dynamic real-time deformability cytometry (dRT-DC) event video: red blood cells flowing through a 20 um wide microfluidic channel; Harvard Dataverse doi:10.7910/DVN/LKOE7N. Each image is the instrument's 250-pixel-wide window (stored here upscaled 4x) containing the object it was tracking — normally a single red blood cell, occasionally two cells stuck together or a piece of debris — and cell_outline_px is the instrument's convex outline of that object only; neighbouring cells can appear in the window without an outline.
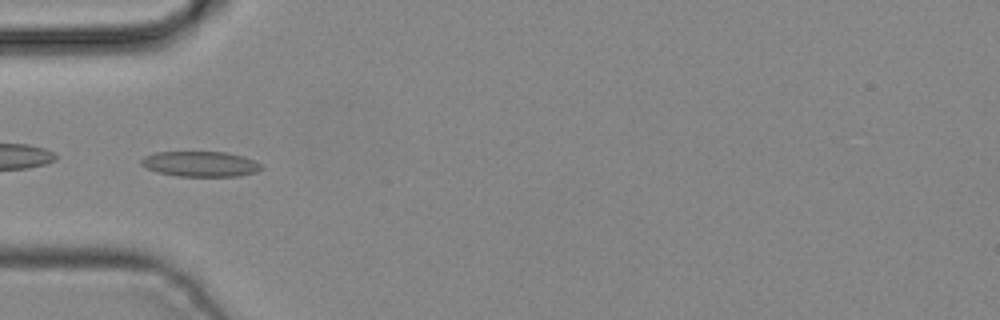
{"species": "common noctule bat (a hibernating species)", "species_latin": "Nyctalus noctula", "temperature_condition": "cold", "stored_images_in_passage": 3, "camera_frame_rate_fps": 3000, "um_per_image_px": 0.085, "animal": {"sex": "male", "body_mass_g": 19.2, "forearm_length_mm": 51.8}, "frame": {"image": 1, "passage_image": 3, "time_ms": 0.667, "image_size_px": [1000, 320], "cell_outline_px": [[264, 168], [256, 172], [240, 176], [176, 176], [156, 172], [140, 164], [140, 160], [144, 156], [156, 152], [228, 152], [244, 156], [256, 160], [264, 164]], "centroid_in_image_um": [17.09, 13.93], "position_along_channel_um": 67.9, "area_um2": 18.03}}